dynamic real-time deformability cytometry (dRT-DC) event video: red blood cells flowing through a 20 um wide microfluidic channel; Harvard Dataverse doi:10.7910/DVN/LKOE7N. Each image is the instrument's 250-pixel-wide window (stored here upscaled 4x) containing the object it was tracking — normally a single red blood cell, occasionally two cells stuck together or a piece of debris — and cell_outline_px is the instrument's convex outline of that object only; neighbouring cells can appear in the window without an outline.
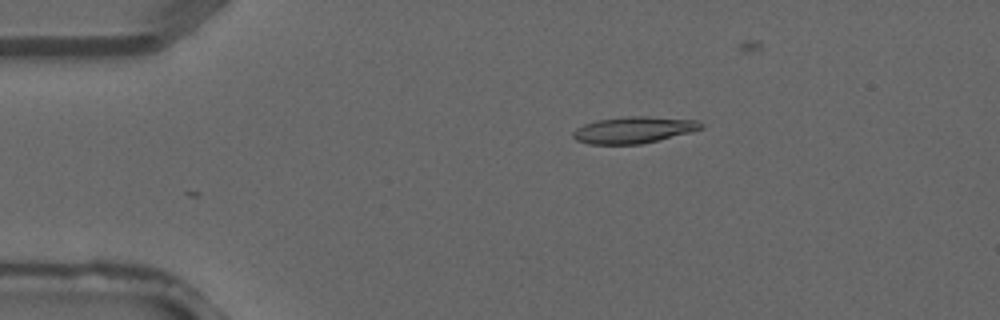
{"species": "common noctule bat (a hibernating species)", "species_latin": "Nyctalus noctula", "temperature_condition": "warm", "stored_images_in_passage": 2, "camera_frame_rate_fps": 3000, "um_per_image_px": 0.085, "animal": {"sex": "male", "forearm_length_mm": 52.5}, "frame": {"image": 1, "passage_image": 2, "time_ms": 0.333, "image_size_px": [1000, 320], "cell_outline_px": [[704, 128], [692, 132], [640, 144], [588, 144], [576, 140], [572, 136], [572, 132], [576, 128], [584, 124], [596, 120], [628, 116], [648, 116], [696, 120], [704, 124]], "centroid_in_image_um": [53.86, 11.04], "position_along_channel_um": 31.1, "area_um2": 19.88}}